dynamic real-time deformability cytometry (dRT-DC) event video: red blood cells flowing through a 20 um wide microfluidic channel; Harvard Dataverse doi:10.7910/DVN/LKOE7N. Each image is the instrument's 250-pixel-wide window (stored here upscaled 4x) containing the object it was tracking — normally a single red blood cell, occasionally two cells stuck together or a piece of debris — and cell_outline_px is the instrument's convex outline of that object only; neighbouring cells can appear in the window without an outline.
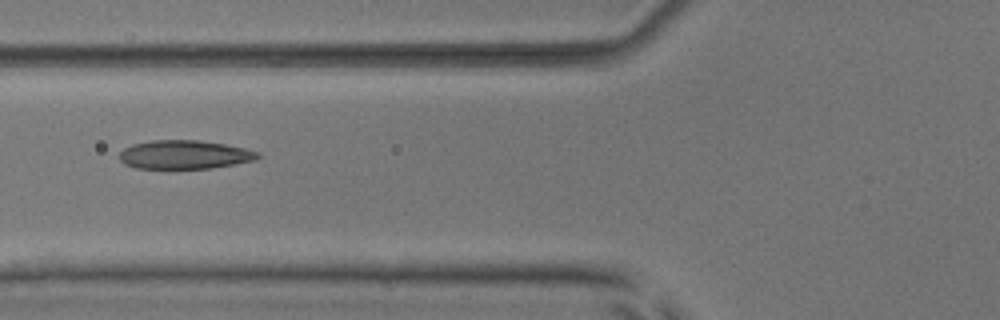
{"species": "common noctule bat (a hibernating species)", "species_latin": "Nyctalus noctula", "temperature_condition": "room temperature", "stored_images_in_passage": 35, "camera_frame_rate_fps": 3000, "um_per_image_px": 0.085, "animal": {"sex": "male", "body_mass_g": 17.9, "forearm_length_mm": 54.2}, "frame": {"image": 1, "passage_image": 21, "time_ms": 6.667, "image_size_px": [1000, 320], "cell_outline_px": [[260, 156], [256, 160], [212, 168], [136, 168], [124, 164], [120, 160], [120, 152], [124, 148], [132, 144], [152, 140], [196, 140], [224, 144], [244, 148], [260, 152]], "centroid_in_image_um": [15.68, 13.14], "position_along_channel_um": 110.1, "area_um2": 23.06}}
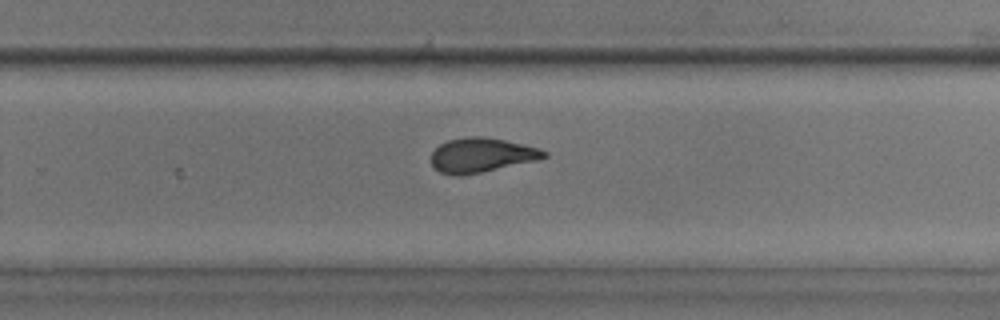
{"frame": {"image": 2, "passage_image": 35, "time_ms": 11.333, "image_size_px": [1000, 320], "cell_outline_px": [[548, 156], [540, 160], [460, 176], [456, 176], [440, 172], [432, 164], [432, 152], [440, 144], [448, 140], [468, 136], [484, 136], [504, 140], [540, 148], [548, 152]], "centroid_in_image_um": [40.96, 13.18], "position_along_channel_um": 288.8, "area_um2": 22.66}}